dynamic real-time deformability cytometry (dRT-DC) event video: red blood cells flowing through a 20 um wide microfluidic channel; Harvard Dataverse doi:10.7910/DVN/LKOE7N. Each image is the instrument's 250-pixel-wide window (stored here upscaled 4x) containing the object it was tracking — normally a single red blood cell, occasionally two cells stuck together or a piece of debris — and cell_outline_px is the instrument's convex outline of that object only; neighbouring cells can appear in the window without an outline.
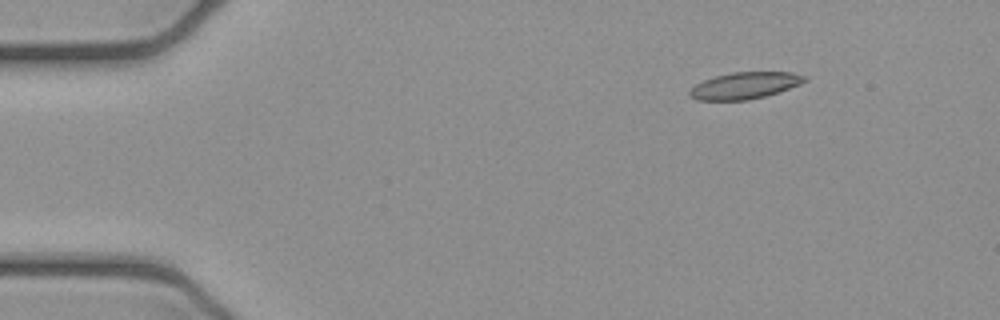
{"species": "common noctule bat (a hibernating species)", "species_latin": "Nyctalus noctula", "temperature_condition": "cold", "stored_images_in_passage": 5, "camera_frame_rate_fps": 3000, "um_per_image_px": 0.085, "animal": {"sex": "female", "body_mass_g": 21.9}, "frame": {"image": 1, "passage_image": 2, "time_ms": 0.333, "image_size_px": [1000, 320], "cell_outline_px": [[808, 80], [800, 84], [764, 96], [748, 100], [696, 100], [688, 96], [688, 92], [696, 84], [704, 80], [716, 76], [732, 72], [792, 72], [808, 76]], "centroid_in_image_um": [63.3, 7.27], "position_along_channel_um": 21.7, "area_um2": 17.8}}